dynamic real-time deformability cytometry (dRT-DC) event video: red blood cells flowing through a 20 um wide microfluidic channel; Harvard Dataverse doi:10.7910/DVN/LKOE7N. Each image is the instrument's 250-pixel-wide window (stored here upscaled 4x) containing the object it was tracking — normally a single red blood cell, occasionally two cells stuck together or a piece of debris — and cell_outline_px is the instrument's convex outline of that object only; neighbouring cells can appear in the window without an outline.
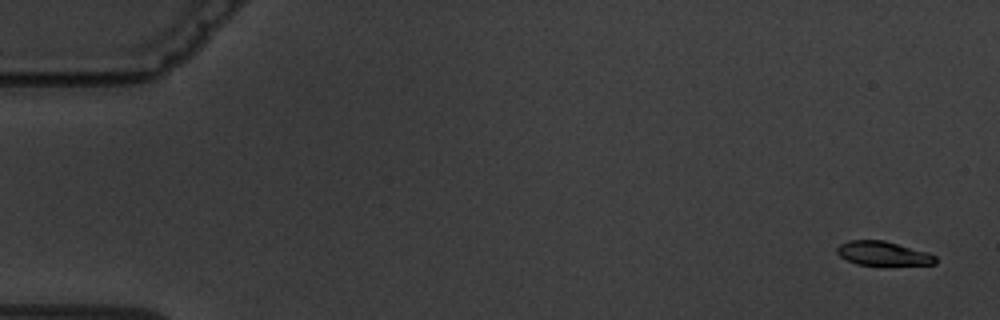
{"species": "common noctule bat (a hibernating species)", "species_latin": "Nyctalus noctula", "temperature_condition": "warm", "stored_images_in_passage": 8, "camera_frame_rate_fps": 3000, "um_per_image_px": 0.085, "animal": {"sex": "male", "body_mass_g": 19.5, "forearm_length_mm": 54.6}, "frame": {"image": 1, "passage_image": 1, "time_ms": 0.0, "image_size_px": [1000, 320], "cell_outline_px": [[936, 264], [856, 264], [840, 256], [836, 252], [836, 248], [840, 244], [848, 240], [884, 240], [928, 252], [936, 256]], "centroid_in_image_um": [75.04, 21.52], "position_along_channel_um": 10.0, "area_um2": 13.58}}
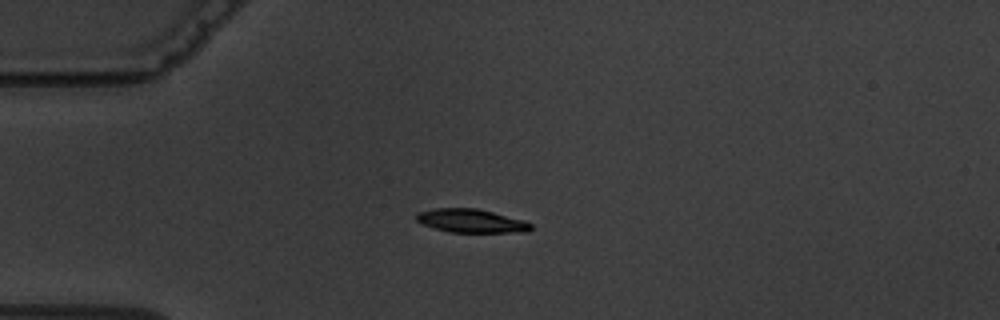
{"frame": {"image": 2, "passage_image": 5, "time_ms": 4.333, "image_size_px": [1000, 320], "cell_outline_px": [[532, 228], [528, 232], [448, 232], [424, 224], [416, 220], [416, 212], [432, 208], [476, 208], [524, 220], [532, 224]], "centroid_in_image_um": [40.04, 18.77], "position_along_channel_um": 45.0, "area_um2": 15.66}}
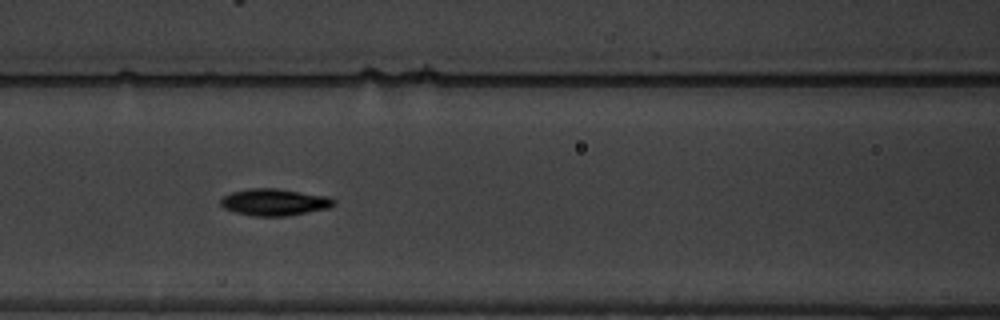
{"frame": {"image": 3, "passage_image": 8, "time_ms": 7.667, "image_size_px": [1000, 320], "cell_outline_px": [[336, 204], [332, 208], [288, 216], [252, 216], [236, 212], [224, 208], [220, 204], [220, 200], [224, 196], [232, 192], [248, 188], [276, 188], [328, 196], [336, 200]], "centroid_in_image_um": [23.38, 17.19], "position_along_channel_um": 143.2, "area_um2": 17.92}}